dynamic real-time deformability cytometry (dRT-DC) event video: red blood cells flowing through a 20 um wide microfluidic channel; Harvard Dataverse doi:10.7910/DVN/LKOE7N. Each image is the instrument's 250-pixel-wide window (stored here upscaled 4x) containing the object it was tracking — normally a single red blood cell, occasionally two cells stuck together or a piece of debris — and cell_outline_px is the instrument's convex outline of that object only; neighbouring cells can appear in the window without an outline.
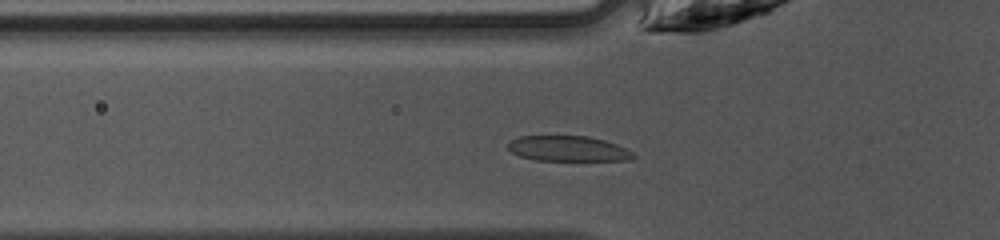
{"species": "common noctule bat (a hibernating species)", "species_latin": "Nyctalus noctula", "temperature_condition": "warm", "stored_images_in_passage": 34, "camera_frame_rate_fps": 3000, "um_per_image_px": 0.085, "animal": {"sex": "female", "body_mass_g": 10.0, "forearm_length_mm": 53.1}, "frame": {"image": 1, "passage_image": 3, "time_ms": 0.667, "image_size_px": [1000, 240], "cell_outline_px": [[636, 156], [632, 160], [536, 160], [520, 156], [512, 152], [508, 148], [508, 140], [520, 136], [588, 136], [604, 140], [616, 144], [632, 152]], "centroid_in_image_um": [48.27, 12.63], "position_along_channel_um": 77.5, "area_um2": 18.44}}
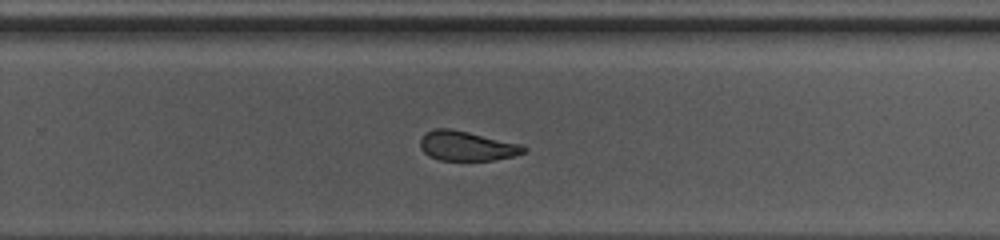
{"frame": {"image": 2, "passage_image": 18, "time_ms": 5.667, "image_size_px": [1000, 240], "cell_outline_px": [[528, 148], [524, 152], [512, 156], [492, 160], [440, 160], [428, 156], [420, 148], [420, 140], [424, 132], [436, 128], [452, 128], [520, 144]], "centroid_in_image_um": [39.62, 12.39], "position_along_channel_um": 290.2, "area_um2": 17.86}}
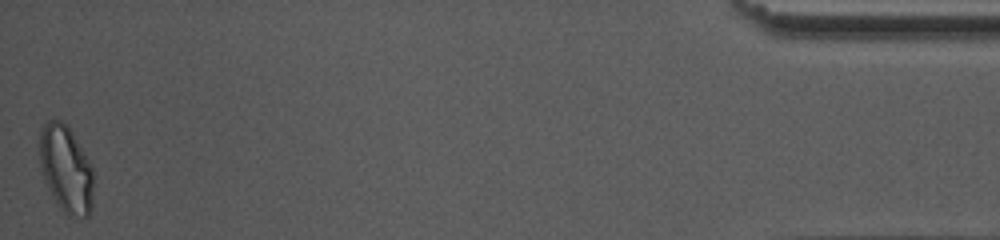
{"frame": {"image": 3, "passage_image": 34, "time_ms": 11.0, "image_size_px": [1000, 240], "cell_outline_px": [[92, 208], [88, 216], [68, 216], [60, 208], [48, 188], [44, 180], [40, 164], [40, 132], [44, 124], [48, 120], [60, 120], [68, 124], [88, 160], [92, 168]], "centroid_in_image_um": [5.6, 14.35], "position_along_channel_um": 429.6, "area_um2": 27.11}, "authors_computed_cell_mechanics": {"area_um2": 19.3341, "velocity_mm_per_s": 4.2292, "shape_relaxation_time_tau1_ms": 10.6433, "shape_relaxation_time_tau2_ms": 1.9755, "deformation_change_tau1": 0.2661, "deformation_change_tau2": 0.0766}}